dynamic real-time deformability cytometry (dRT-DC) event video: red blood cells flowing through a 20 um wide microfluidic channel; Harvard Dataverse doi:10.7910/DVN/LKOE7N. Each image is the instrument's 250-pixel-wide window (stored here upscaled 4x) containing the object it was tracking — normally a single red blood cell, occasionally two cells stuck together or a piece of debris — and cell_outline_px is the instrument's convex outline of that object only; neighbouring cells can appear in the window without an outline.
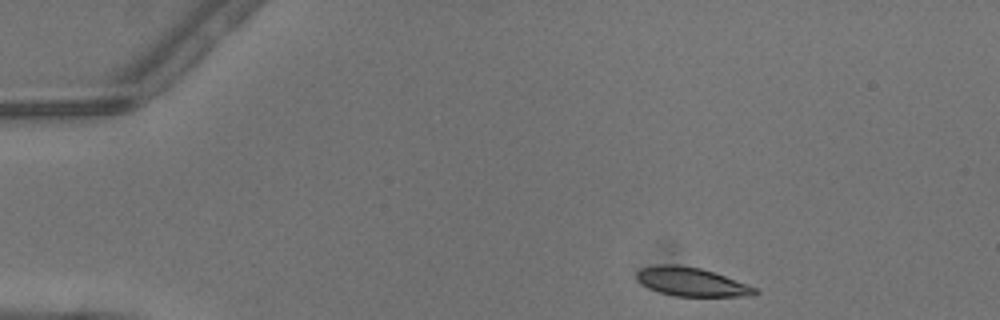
{"species": "common noctule bat (a hibernating species)", "species_latin": "Nyctalus noctula", "temperature_condition": "warm", "stored_images_in_passage": 2, "camera_frame_rate_fps": 3000, "um_per_image_px": 0.085, "animal": {"sex": "male", "body_mass_g": 13.3}, "frame": {"image": 1, "passage_image": 1, "time_ms": 0.0, "image_size_px": [1000, 320], "cell_outline_px": [[760, 292], [752, 296], [676, 296], [660, 292], [648, 288], [636, 280], [636, 272], [640, 268], [660, 264], [676, 264], [700, 268], [724, 276], [756, 288]], "centroid_in_image_um": [58.73, 23.95], "position_along_channel_um": 26.3, "area_um2": 19.65}}